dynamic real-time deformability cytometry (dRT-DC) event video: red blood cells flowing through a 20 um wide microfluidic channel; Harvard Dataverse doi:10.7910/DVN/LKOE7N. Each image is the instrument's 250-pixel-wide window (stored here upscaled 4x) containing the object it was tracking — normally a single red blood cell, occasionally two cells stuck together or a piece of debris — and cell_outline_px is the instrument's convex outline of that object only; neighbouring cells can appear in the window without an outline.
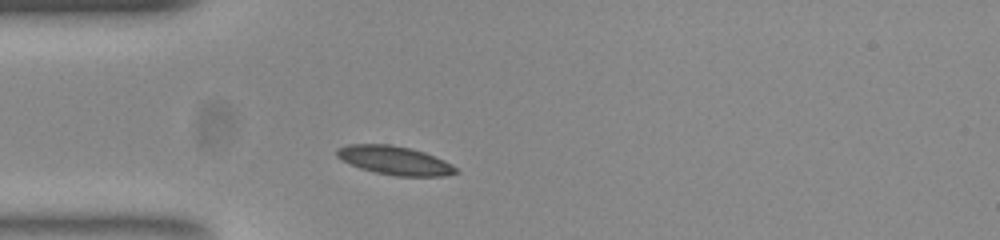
{"species": "common noctule bat (a hibernating species)", "species_latin": "Nyctalus noctula", "temperature_condition": "room temperature", "stored_images_in_passage": 33, "camera_frame_rate_fps": 3000, "um_per_image_px": 0.085, "animal": {"sex": "female", "body_mass_g": 23.0, "forearm_length_mm": 53.4}, "frame": {"image": 1, "passage_image": 1, "time_ms": 0.0, "image_size_px": [1000, 240], "cell_outline_px": [[460, 172], [444, 176], [396, 176], [376, 172], [360, 168], [336, 156], [336, 152], [340, 148], [348, 144], [388, 144], [408, 148], [424, 152], [444, 160], [452, 164]], "centroid_in_image_um": [33.59, 13.64], "position_along_channel_um": 51.4, "area_um2": 19.59}}
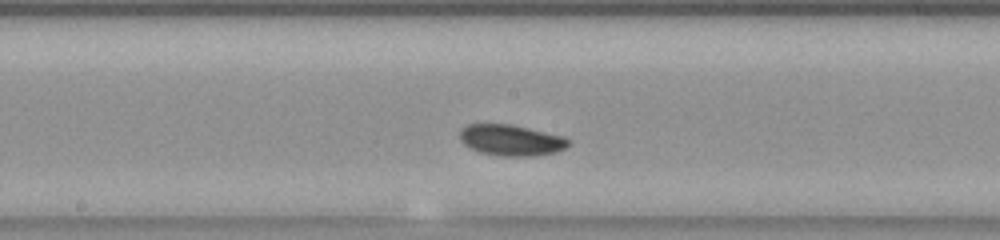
{"frame": {"image": 2, "passage_image": 14, "time_ms": 4.333, "image_size_px": [1000, 240], "cell_outline_px": [[568, 144], [564, 148], [556, 152], [532, 156], [504, 156], [480, 152], [464, 144], [460, 140], [460, 132], [468, 124], [508, 124], [560, 136], [568, 140]], "centroid_in_image_um": [43.39, 11.92], "position_along_channel_um": 204.8, "area_um2": 19.02}}
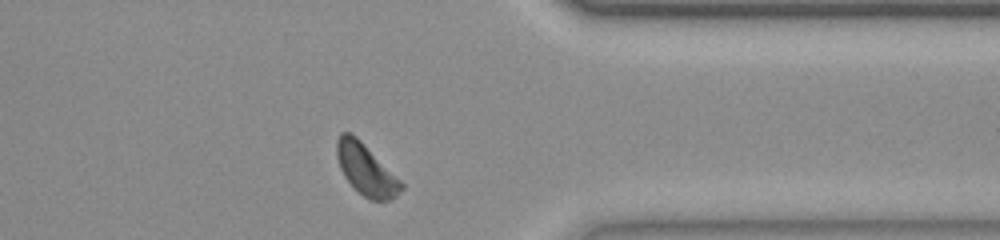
{"frame": {"image": 3, "passage_image": 29, "time_ms": 9.333, "image_size_px": [1000, 240], "cell_outline_px": [[404, 188], [392, 200], [368, 200], [344, 176], [340, 168], [336, 152], [336, 140], [340, 132], [348, 132], [356, 136], [404, 184]], "centroid_in_image_um": [31.11, 14.41], "position_along_channel_um": 380.3, "area_um2": 18.9}, "authors_computed_cell_mechanics": {"area_um2": 18.9006, "velocity_mm_per_s": 3.732, "shape_relaxation_time_tau1_ms": 4.1073, "shape_relaxation_time_tau2_ms": null, "deformation_change_tau1": 0.1007, "deformation_change_tau2": null}}